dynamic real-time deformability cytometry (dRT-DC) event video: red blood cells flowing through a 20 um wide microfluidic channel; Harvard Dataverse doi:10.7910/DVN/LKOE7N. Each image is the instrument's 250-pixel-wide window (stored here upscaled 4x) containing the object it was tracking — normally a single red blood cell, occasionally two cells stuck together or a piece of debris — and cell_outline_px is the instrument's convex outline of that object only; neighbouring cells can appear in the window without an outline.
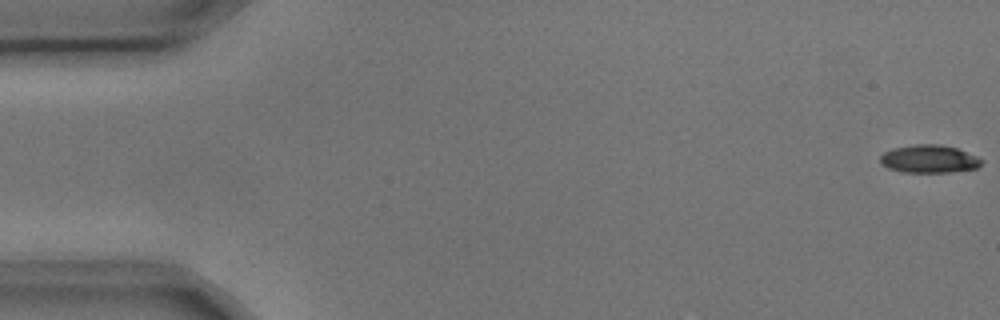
{"species": "common noctule bat (a hibernating species)", "species_latin": "Nyctalus noctula", "temperature_condition": "cold", "stored_images_in_passage": 6, "camera_frame_rate_fps": 3000, "um_per_image_px": 0.085, "animal": {"sex": "male", "body_mass_g": 17.9, "forearm_length_mm": 54.2}, "frame": {"image": 1, "passage_image": 1, "time_ms": 0.0, "image_size_px": [1000, 320], "cell_outline_px": [[984, 160], [976, 168], [948, 172], [904, 172], [888, 168], [880, 160], [880, 156], [884, 152], [892, 148], [916, 144], [940, 144], [956, 148], [976, 156]], "centroid_in_image_um": [78.97, 13.5], "position_along_channel_um": 6.0, "area_um2": 16.3}}
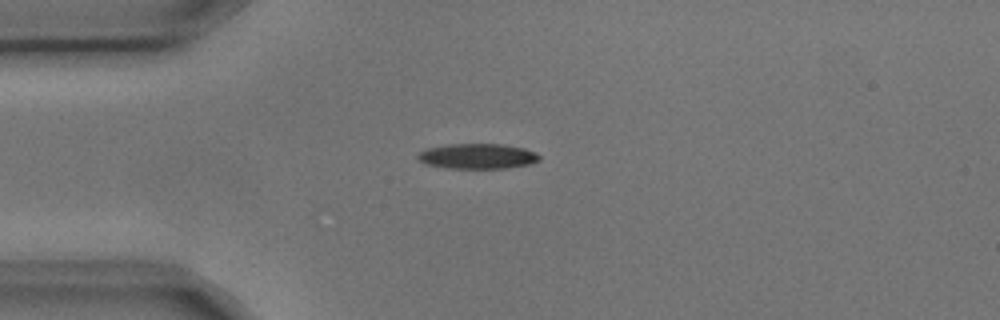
{"frame": {"image": 2, "passage_image": 4, "time_ms": 1.0, "image_size_px": [1000, 320], "cell_outline_px": [[540, 160], [528, 164], [504, 168], [448, 168], [424, 164], [416, 156], [420, 152], [428, 148], [448, 144], [504, 144], [524, 148], [536, 152], [540, 156]], "centroid_in_image_um": [40.59, 13.27], "position_along_channel_um": 44.4, "area_um2": 17.8}}